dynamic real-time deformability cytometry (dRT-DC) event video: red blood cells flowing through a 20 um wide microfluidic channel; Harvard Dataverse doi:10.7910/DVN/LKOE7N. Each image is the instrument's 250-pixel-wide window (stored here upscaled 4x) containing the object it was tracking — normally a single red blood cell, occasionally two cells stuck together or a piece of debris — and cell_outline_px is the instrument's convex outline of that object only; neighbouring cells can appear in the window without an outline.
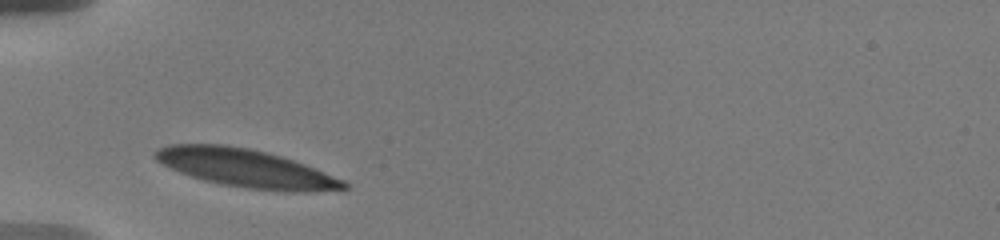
{"species": "human", "species_latin": "Homo sapiens", "temperature_condition": "warm", "stored_images_in_passage": 39, "camera_frame_rate_fps": 3000, "um_per_image_px": 0.085, "donor": {"sex": "male"}, "frame": {"image": 1, "passage_image": 1, "time_ms": 0.0, "image_size_px": [1000, 240], "cell_outline_px": [[348, 188], [308, 192], [292, 192], [248, 188], [224, 184], [204, 180], [180, 172], [156, 160], [152, 156], [156, 148], [168, 144], [228, 144], [268, 152], [316, 168], [344, 180], [348, 184]], "centroid_in_image_um": [20.89, 14.28], "position_along_channel_um": 64.1, "area_um2": 41.73}}
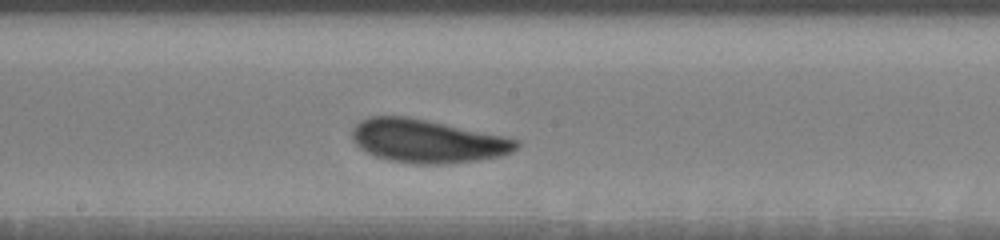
{"frame": {"image": 2, "passage_image": 16, "time_ms": 4.333, "image_size_px": [1000, 240], "cell_outline_px": [[520, 144], [512, 152], [500, 156], [476, 160], [436, 164], [424, 164], [392, 160], [376, 156], [360, 148], [352, 140], [352, 132], [356, 124], [360, 120], [368, 116], [408, 116], [428, 120], [520, 140]], "centroid_in_image_um": [36.3, 11.97], "position_along_channel_um": 211.9, "area_um2": 40.92}}
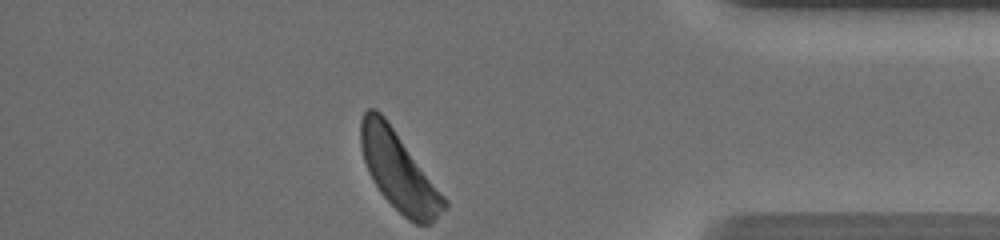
{"frame": {"image": 3, "passage_image": 39, "time_ms": 10.333, "image_size_px": [1000, 240], "cell_outline_px": [[448, 208], [432, 224], [416, 224], [408, 220], [380, 192], [372, 180], [368, 172], [360, 148], [360, 120], [364, 112], [368, 108], [376, 108], [384, 116], [448, 200]], "centroid_in_image_um": [33.9, 14.56], "position_along_channel_um": 401.3, "area_um2": 38.15}, "authors_computed_cell_mechanics": {"area_um2": 40.2288, "velocity_mm_per_s": 3.5502, "shape_relaxation_time_tau1_ms": 4.1246, "shape_relaxation_time_tau2_ms": null, "deformation_change_tau1": 0.1485, "deformation_change_tau2": null}}